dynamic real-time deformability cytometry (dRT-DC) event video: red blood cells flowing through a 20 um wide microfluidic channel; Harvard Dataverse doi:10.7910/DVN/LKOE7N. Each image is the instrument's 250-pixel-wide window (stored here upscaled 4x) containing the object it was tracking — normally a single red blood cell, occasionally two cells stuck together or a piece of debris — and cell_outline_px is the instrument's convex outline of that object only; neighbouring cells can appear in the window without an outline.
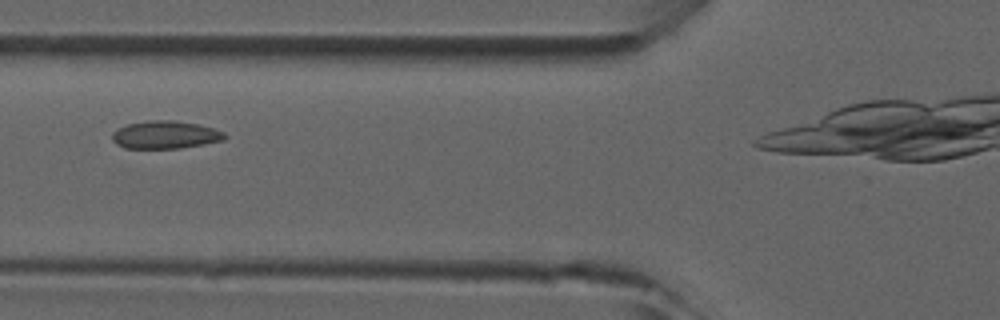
{"species": "common noctule bat (a hibernating species)", "species_latin": "Nyctalus noctula", "temperature_condition": "room temperature", "stored_images_in_passage": 38, "camera_frame_rate_fps": 3000, "um_per_image_px": 0.085, "animal": {"sex": "male", "forearm_length_mm": 52.5}, "frame": {"image": 1, "passage_image": 17, "time_ms": 5.333, "image_size_px": [1000, 320], "cell_outline_px": [[228, 136], [224, 140], [204, 144], [180, 148], [124, 148], [116, 144], [112, 140], [112, 132], [128, 124], [148, 120], [176, 120], [196, 124], [212, 128], [224, 132]], "centroid_in_image_um": [14.05, 11.46], "position_along_channel_um": 111.7, "area_um2": 18.21}}